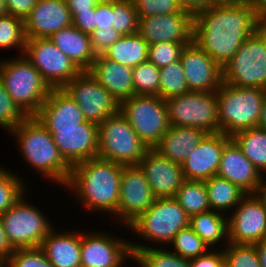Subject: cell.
<instances>
[{
    "label": "cell",
    "mask_w": 266,
    "mask_h": 267,
    "mask_svg": "<svg viewBox=\"0 0 266 267\" xmlns=\"http://www.w3.org/2000/svg\"><path fill=\"white\" fill-rule=\"evenodd\" d=\"M262 27L250 0H219L194 16L193 41L223 68Z\"/></svg>",
    "instance_id": "1"
},
{
    "label": "cell",
    "mask_w": 266,
    "mask_h": 267,
    "mask_svg": "<svg viewBox=\"0 0 266 267\" xmlns=\"http://www.w3.org/2000/svg\"><path fill=\"white\" fill-rule=\"evenodd\" d=\"M123 165L92 158L71 167L70 177L64 188L72 191L82 206L94 213H105L103 216H113L119 201L120 182Z\"/></svg>",
    "instance_id": "2"
},
{
    "label": "cell",
    "mask_w": 266,
    "mask_h": 267,
    "mask_svg": "<svg viewBox=\"0 0 266 267\" xmlns=\"http://www.w3.org/2000/svg\"><path fill=\"white\" fill-rule=\"evenodd\" d=\"M14 136L25 164L54 184L66 185L71 167L64 161L50 132L35 116L27 117L9 132Z\"/></svg>",
    "instance_id": "3"
},
{
    "label": "cell",
    "mask_w": 266,
    "mask_h": 267,
    "mask_svg": "<svg viewBox=\"0 0 266 267\" xmlns=\"http://www.w3.org/2000/svg\"><path fill=\"white\" fill-rule=\"evenodd\" d=\"M188 226L189 216L174 197L156 198L144 213L127 226L131 232L138 235V238L147 240L150 246L144 241H130L131 251L136 254L141 249L151 248V242L152 247L162 248L165 244L166 247L179 230Z\"/></svg>",
    "instance_id": "4"
},
{
    "label": "cell",
    "mask_w": 266,
    "mask_h": 267,
    "mask_svg": "<svg viewBox=\"0 0 266 267\" xmlns=\"http://www.w3.org/2000/svg\"><path fill=\"white\" fill-rule=\"evenodd\" d=\"M216 94L219 132L233 137L240 131L257 127L266 89L236 87L223 82Z\"/></svg>",
    "instance_id": "5"
},
{
    "label": "cell",
    "mask_w": 266,
    "mask_h": 267,
    "mask_svg": "<svg viewBox=\"0 0 266 267\" xmlns=\"http://www.w3.org/2000/svg\"><path fill=\"white\" fill-rule=\"evenodd\" d=\"M0 59V81L16 105L28 116H35L51 88L39 71L24 57Z\"/></svg>",
    "instance_id": "6"
},
{
    "label": "cell",
    "mask_w": 266,
    "mask_h": 267,
    "mask_svg": "<svg viewBox=\"0 0 266 267\" xmlns=\"http://www.w3.org/2000/svg\"><path fill=\"white\" fill-rule=\"evenodd\" d=\"M148 150L120 111L98 125V158L123 166L138 165Z\"/></svg>",
    "instance_id": "7"
},
{
    "label": "cell",
    "mask_w": 266,
    "mask_h": 267,
    "mask_svg": "<svg viewBox=\"0 0 266 267\" xmlns=\"http://www.w3.org/2000/svg\"><path fill=\"white\" fill-rule=\"evenodd\" d=\"M222 70L224 83L266 89V26L251 35Z\"/></svg>",
    "instance_id": "8"
},
{
    "label": "cell",
    "mask_w": 266,
    "mask_h": 267,
    "mask_svg": "<svg viewBox=\"0 0 266 267\" xmlns=\"http://www.w3.org/2000/svg\"><path fill=\"white\" fill-rule=\"evenodd\" d=\"M26 195L23 194L13 206L0 214L4 231L14 249L40 247L54 228L42 209L26 200Z\"/></svg>",
    "instance_id": "9"
},
{
    "label": "cell",
    "mask_w": 266,
    "mask_h": 267,
    "mask_svg": "<svg viewBox=\"0 0 266 267\" xmlns=\"http://www.w3.org/2000/svg\"><path fill=\"white\" fill-rule=\"evenodd\" d=\"M119 111L149 149L170 127L166 102L159 96L134 95L120 102Z\"/></svg>",
    "instance_id": "10"
},
{
    "label": "cell",
    "mask_w": 266,
    "mask_h": 267,
    "mask_svg": "<svg viewBox=\"0 0 266 267\" xmlns=\"http://www.w3.org/2000/svg\"><path fill=\"white\" fill-rule=\"evenodd\" d=\"M171 126L196 127L206 133H218L216 92L189 91L165 100Z\"/></svg>",
    "instance_id": "11"
},
{
    "label": "cell",
    "mask_w": 266,
    "mask_h": 267,
    "mask_svg": "<svg viewBox=\"0 0 266 267\" xmlns=\"http://www.w3.org/2000/svg\"><path fill=\"white\" fill-rule=\"evenodd\" d=\"M23 55L51 89H62L82 72L48 38L26 39Z\"/></svg>",
    "instance_id": "12"
},
{
    "label": "cell",
    "mask_w": 266,
    "mask_h": 267,
    "mask_svg": "<svg viewBox=\"0 0 266 267\" xmlns=\"http://www.w3.org/2000/svg\"><path fill=\"white\" fill-rule=\"evenodd\" d=\"M62 89L79 105L86 121L99 125L119 112L120 103L89 71H82Z\"/></svg>",
    "instance_id": "13"
},
{
    "label": "cell",
    "mask_w": 266,
    "mask_h": 267,
    "mask_svg": "<svg viewBox=\"0 0 266 267\" xmlns=\"http://www.w3.org/2000/svg\"><path fill=\"white\" fill-rule=\"evenodd\" d=\"M229 214V243L254 245L266 238V200L261 193L246 194Z\"/></svg>",
    "instance_id": "14"
},
{
    "label": "cell",
    "mask_w": 266,
    "mask_h": 267,
    "mask_svg": "<svg viewBox=\"0 0 266 267\" xmlns=\"http://www.w3.org/2000/svg\"><path fill=\"white\" fill-rule=\"evenodd\" d=\"M107 233V234H106ZM101 231H81V267H126L130 240Z\"/></svg>",
    "instance_id": "15"
},
{
    "label": "cell",
    "mask_w": 266,
    "mask_h": 267,
    "mask_svg": "<svg viewBox=\"0 0 266 267\" xmlns=\"http://www.w3.org/2000/svg\"><path fill=\"white\" fill-rule=\"evenodd\" d=\"M156 200L138 165L123 166L116 222L127 227Z\"/></svg>",
    "instance_id": "16"
},
{
    "label": "cell",
    "mask_w": 266,
    "mask_h": 267,
    "mask_svg": "<svg viewBox=\"0 0 266 267\" xmlns=\"http://www.w3.org/2000/svg\"><path fill=\"white\" fill-rule=\"evenodd\" d=\"M194 17L185 11L139 18L138 33L148 45L161 42L191 43Z\"/></svg>",
    "instance_id": "17"
},
{
    "label": "cell",
    "mask_w": 266,
    "mask_h": 267,
    "mask_svg": "<svg viewBox=\"0 0 266 267\" xmlns=\"http://www.w3.org/2000/svg\"><path fill=\"white\" fill-rule=\"evenodd\" d=\"M189 91L217 92L223 84V70L194 41L186 45L180 56Z\"/></svg>",
    "instance_id": "18"
},
{
    "label": "cell",
    "mask_w": 266,
    "mask_h": 267,
    "mask_svg": "<svg viewBox=\"0 0 266 267\" xmlns=\"http://www.w3.org/2000/svg\"><path fill=\"white\" fill-rule=\"evenodd\" d=\"M64 161L70 166L98 157V125L86 121L77 128L47 129Z\"/></svg>",
    "instance_id": "19"
},
{
    "label": "cell",
    "mask_w": 266,
    "mask_h": 267,
    "mask_svg": "<svg viewBox=\"0 0 266 267\" xmlns=\"http://www.w3.org/2000/svg\"><path fill=\"white\" fill-rule=\"evenodd\" d=\"M231 139L222 132L207 133L181 164L185 180L205 181L217 175L224 146Z\"/></svg>",
    "instance_id": "20"
},
{
    "label": "cell",
    "mask_w": 266,
    "mask_h": 267,
    "mask_svg": "<svg viewBox=\"0 0 266 267\" xmlns=\"http://www.w3.org/2000/svg\"><path fill=\"white\" fill-rule=\"evenodd\" d=\"M138 166L156 198L175 197L185 181L182 166L162 156L154 148L146 152Z\"/></svg>",
    "instance_id": "21"
},
{
    "label": "cell",
    "mask_w": 266,
    "mask_h": 267,
    "mask_svg": "<svg viewBox=\"0 0 266 267\" xmlns=\"http://www.w3.org/2000/svg\"><path fill=\"white\" fill-rule=\"evenodd\" d=\"M217 176L237 185L246 194L260 193L266 182V177L243 154L233 139L224 146Z\"/></svg>",
    "instance_id": "22"
},
{
    "label": "cell",
    "mask_w": 266,
    "mask_h": 267,
    "mask_svg": "<svg viewBox=\"0 0 266 267\" xmlns=\"http://www.w3.org/2000/svg\"><path fill=\"white\" fill-rule=\"evenodd\" d=\"M71 25L72 17L66 0H38L24 19V33L26 39H46Z\"/></svg>",
    "instance_id": "23"
},
{
    "label": "cell",
    "mask_w": 266,
    "mask_h": 267,
    "mask_svg": "<svg viewBox=\"0 0 266 267\" xmlns=\"http://www.w3.org/2000/svg\"><path fill=\"white\" fill-rule=\"evenodd\" d=\"M35 117L46 129L77 128L86 122L79 105L63 89H51Z\"/></svg>",
    "instance_id": "24"
},
{
    "label": "cell",
    "mask_w": 266,
    "mask_h": 267,
    "mask_svg": "<svg viewBox=\"0 0 266 267\" xmlns=\"http://www.w3.org/2000/svg\"><path fill=\"white\" fill-rule=\"evenodd\" d=\"M89 73L120 103L134 96L133 68L98 54Z\"/></svg>",
    "instance_id": "25"
},
{
    "label": "cell",
    "mask_w": 266,
    "mask_h": 267,
    "mask_svg": "<svg viewBox=\"0 0 266 267\" xmlns=\"http://www.w3.org/2000/svg\"><path fill=\"white\" fill-rule=\"evenodd\" d=\"M56 230L54 226L40 245L48 261L53 267H81V230Z\"/></svg>",
    "instance_id": "26"
},
{
    "label": "cell",
    "mask_w": 266,
    "mask_h": 267,
    "mask_svg": "<svg viewBox=\"0 0 266 267\" xmlns=\"http://www.w3.org/2000/svg\"><path fill=\"white\" fill-rule=\"evenodd\" d=\"M48 39L81 71H89L97 56L89 35L71 25L55 32Z\"/></svg>",
    "instance_id": "27"
},
{
    "label": "cell",
    "mask_w": 266,
    "mask_h": 267,
    "mask_svg": "<svg viewBox=\"0 0 266 267\" xmlns=\"http://www.w3.org/2000/svg\"><path fill=\"white\" fill-rule=\"evenodd\" d=\"M206 134L200 128L170 125L154 149L172 162L181 165Z\"/></svg>",
    "instance_id": "28"
},
{
    "label": "cell",
    "mask_w": 266,
    "mask_h": 267,
    "mask_svg": "<svg viewBox=\"0 0 266 267\" xmlns=\"http://www.w3.org/2000/svg\"><path fill=\"white\" fill-rule=\"evenodd\" d=\"M189 226L210 249H216L215 246L222 249V245L226 246L229 243L228 215L224 213L210 210L192 215L189 217Z\"/></svg>",
    "instance_id": "29"
},
{
    "label": "cell",
    "mask_w": 266,
    "mask_h": 267,
    "mask_svg": "<svg viewBox=\"0 0 266 267\" xmlns=\"http://www.w3.org/2000/svg\"><path fill=\"white\" fill-rule=\"evenodd\" d=\"M148 47V43L139 33L124 35L103 52V55L107 59L134 68L148 61Z\"/></svg>",
    "instance_id": "30"
},
{
    "label": "cell",
    "mask_w": 266,
    "mask_h": 267,
    "mask_svg": "<svg viewBox=\"0 0 266 267\" xmlns=\"http://www.w3.org/2000/svg\"><path fill=\"white\" fill-rule=\"evenodd\" d=\"M210 209L225 213H231L246 195L237 185L217 175L205 180ZM227 211V212H226Z\"/></svg>",
    "instance_id": "31"
},
{
    "label": "cell",
    "mask_w": 266,
    "mask_h": 267,
    "mask_svg": "<svg viewBox=\"0 0 266 267\" xmlns=\"http://www.w3.org/2000/svg\"><path fill=\"white\" fill-rule=\"evenodd\" d=\"M232 139L259 172L266 177V130L252 127L236 133Z\"/></svg>",
    "instance_id": "32"
},
{
    "label": "cell",
    "mask_w": 266,
    "mask_h": 267,
    "mask_svg": "<svg viewBox=\"0 0 266 267\" xmlns=\"http://www.w3.org/2000/svg\"><path fill=\"white\" fill-rule=\"evenodd\" d=\"M174 198L189 217L211 210L205 181L185 180Z\"/></svg>",
    "instance_id": "33"
},
{
    "label": "cell",
    "mask_w": 266,
    "mask_h": 267,
    "mask_svg": "<svg viewBox=\"0 0 266 267\" xmlns=\"http://www.w3.org/2000/svg\"><path fill=\"white\" fill-rule=\"evenodd\" d=\"M189 92L181 60L160 68L159 97L163 100Z\"/></svg>",
    "instance_id": "34"
},
{
    "label": "cell",
    "mask_w": 266,
    "mask_h": 267,
    "mask_svg": "<svg viewBox=\"0 0 266 267\" xmlns=\"http://www.w3.org/2000/svg\"><path fill=\"white\" fill-rule=\"evenodd\" d=\"M170 245L171 248L167 249H170L173 253L189 260L206 254L210 250V247L191 229L190 226L179 230L168 244V247Z\"/></svg>",
    "instance_id": "35"
},
{
    "label": "cell",
    "mask_w": 266,
    "mask_h": 267,
    "mask_svg": "<svg viewBox=\"0 0 266 267\" xmlns=\"http://www.w3.org/2000/svg\"><path fill=\"white\" fill-rule=\"evenodd\" d=\"M26 186L28 185L18 174L0 166V214L6 212L28 191Z\"/></svg>",
    "instance_id": "36"
},
{
    "label": "cell",
    "mask_w": 266,
    "mask_h": 267,
    "mask_svg": "<svg viewBox=\"0 0 266 267\" xmlns=\"http://www.w3.org/2000/svg\"><path fill=\"white\" fill-rule=\"evenodd\" d=\"M26 45L24 20L12 15L0 16V49H18L23 55Z\"/></svg>",
    "instance_id": "37"
},
{
    "label": "cell",
    "mask_w": 266,
    "mask_h": 267,
    "mask_svg": "<svg viewBox=\"0 0 266 267\" xmlns=\"http://www.w3.org/2000/svg\"><path fill=\"white\" fill-rule=\"evenodd\" d=\"M160 69L145 61L133 68L135 95L159 96Z\"/></svg>",
    "instance_id": "38"
},
{
    "label": "cell",
    "mask_w": 266,
    "mask_h": 267,
    "mask_svg": "<svg viewBox=\"0 0 266 267\" xmlns=\"http://www.w3.org/2000/svg\"><path fill=\"white\" fill-rule=\"evenodd\" d=\"M222 252L225 267H261L255 245L228 243Z\"/></svg>",
    "instance_id": "39"
},
{
    "label": "cell",
    "mask_w": 266,
    "mask_h": 267,
    "mask_svg": "<svg viewBox=\"0 0 266 267\" xmlns=\"http://www.w3.org/2000/svg\"><path fill=\"white\" fill-rule=\"evenodd\" d=\"M136 255L148 267H190V260L173 253L167 247H148L139 250Z\"/></svg>",
    "instance_id": "40"
},
{
    "label": "cell",
    "mask_w": 266,
    "mask_h": 267,
    "mask_svg": "<svg viewBox=\"0 0 266 267\" xmlns=\"http://www.w3.org/2000/svg\"><path fill=\"white\" fill-rule=\"evenodd\" d=\"M139 18L132 0L113 3V26L124 35L138 33Z\"/></svg>",
    "instance_id": "41"
},
{
    "label": "cell",
    "mask_w": 266,
    "mask_h": 267,
    "mask_svg": "<svg viewBox=\"0 0 266 267\" xmlns=\"http://www.w3.org/2000/svg\"><path fill=\"white\" fill-rule=\"evenodd\" d=\"M189 43L161 42L148 47V61L163 68L180 59L183 48Z\"/></svg>",
    "instance_id": "42"
},
{
    "label": "cell",
    "mask_w": 266,
    "mask_h": 267,
    "mask_svg": "<svg viewBox=\"0 0 266 267\" xmlns=\"http://www.w3.org/2000/svg\"><path fill=\"white\" fill-rule=\"evenodd\" d=\"M28 116L16 105L0 81V128L8 133Z\"/></svg>",
    "instance_id": "43"
},
{
    "label": "cell",
    "mask_w": 266,
    "mask_h": 267,
    "mask_svg": "<svg viewBox=\"0 0 266 267\" xmlns=\"http://www.w3.org/2000/svg\"><path fill=\"white\" fill-rule=\"evenodd\" d=\"M4 267H53L40 247L15 249Z\"/></svg>",
    "instance_id": "44"
},
{
    "label": "cell",
    "mask_w": 266,
    "mask_h": 267,
    "mask_svg": "<svg viewBox=\"0 0 266 267\" xmlns=\"http://www.w3.org/2000/svg\"><path fill=\"white\" fill-rule=\"evenodd\" d=\"M138 18L170 13H179L181 8L178 0H132Z\"/></svg>",
    "instance_id": "45"
},
{
    "label": "cell",
    "mask_w": 266,
    "mask_h": 267,
    "mask_svg": "<svg viewBox=\"0 0 266 267\" xmlns=\"http://www.w3.org/2000/svg\"><path fill=\"white\" fill-rule=\"evenodd\" d=\"M92 48L96 55L103 54L110 46H112L123 35L112 29H95L90 35Z\"/></svg>",
    "instance_id": "46"
},
{
    "label": "cell",
    "mask_w": 266,
    "mask_h": 267,
    "mask_svg": "<svg viewBox=\"0 0 266 267\" xmlns=\"http://www.w3.org/2000/svg\"><path fill=\"white\" fill-rule=\"evenodd\" d=\"M190 267H225L222 249H210L206 254L190 259Z\"/></svg>",
    "instance_id": "47"
},
{
    "label": "cell",
    "mask_w": 266,
    "mask_h": 267,
    "mask_svg": "<svg viewBox=\"0 0 266 267\" xmlns=\"http://www.w3.org/2000/svg\"><path fill=\"white\" fill-rule=\"evenodd\" d=\"M72 25L84 34L90 35L96 29L95 9H90V11L85 12H77L72 17Z\"/></svg>",
    "instance_id": "48"
},
{
    "label": "cell",
    "mask_w": 266,
    "mask_h": 267,
    "mask_svg": "<svg viewBox=\"0 0 266 267\" xmlns=\"http://www.w3.org/2000/svg\"><path fill=\"white\" fill-rule=\"evenodd\" d=\"M96 29H112L113 4L97 3L95 7Z\"/></svg>",
    "instance_id": "49"
},
{
    "label": "cell",
    "mask_w": 266,
    "mask_h": 267,
    "mask_svg": "<svg viewBox=\"0 0 266 267\" xmlns=\"http://www.w3.org/2000/svg\"><path fill=\"white\" fill-rule=\"evenodd\" d=\"M38 0H6L9 15L25 19Z\"/></svg>",
    "instance_id": "50"
},
{
    "label": "cell",
    "mask_w": 266,
    "mask_h": 267,
    "mask_svg": "<svg viewBox=\"0 0 266 267\" xmlns=\"http://www.w3.org/2000/svg\"><path fill=\"white\" fill-rule=\"evenodd\" d=\"M183 11L193 17L215 5L219 0H178Z\"/></svg>",
    "instance_id": "51"
},
{
    "label": "cell",
    "mask_w": 266,
    "mask_h": 267,
    "mask_svg": "<svg viewBox=\"0 0 266 267\" xmlns=\"http://www.w3.org/2000/svg\"><path fill=\"white\" fill-rule=\"evenodd\" d=\"M66 3L70 10L71 17H73L77 12L95 9L98 2L97 0H66Z\"/></svg>",
    "instance_id": "52"
},
{
    "label": "cell",
    "mask_w": 266,
    "mask_h": 267,
    "mask_svg": "<svg viewBox=\"0 0 266 267\" xmlns=\"http://www.w3.org/2000/svg\"><path fill=\"white\" fill-rule=\"evenodd\" d=\"M14 248L10 244L6 232L4 231L3 223L0 218V262L5 263L10 255L14 252Z\"/></svg>",
    "instance_id": "53"
},
{
    "label": "cell",
    "mask_w": 266,
    "mask_h": 267,
    "mask_svg": "<svg viewBox=\"0 0 266 267\" xmlns=\"http://www.w3.org/2000/svg\"><path fill=\"white\" fill-rule=\"evenodd\" d=\"M254 5L259 21L266 26V0H250Z\"/></svg>",
    "instance_id": "54"
},
{
    "label": "cell",
    "mask_w": 266,
    "mask_h": 267,
    "mask_svg": "<svg viewBox=\"0 0 266 267\" xmlns=\"http://www.w3.org/2000/svg\"><path fill=\"white\" fill-rule=\"evenodd\" d=\"M254 245L257 249L261 267H266V238Z\"/></svg>",
    "instance_id": "55"
},
{
    "label": "cell",
    "mask_w": 266,
    "mask_h": 267,
    "mask_svg": "<svg viewBox=\"0 0 266 267\" xmlns=\"http://www.w3.org/2000/svg\"><path fill=\"white\" fill-rule=\"evenodd\" d=\"M257 127L266 130V95L263 99L261 116Z\"/></svg>",
    "instance_id": "56"
},
{
    "label": "cell",
    "mask_w": 266,
    "mask_h": 267,
    "mask_svg": "<svg viewBox=\"0 0 266 267\" xmlns=\"http://www.w3.org/2000/svg\"><path fill=\"white\" fill-rule=\"evenodd\" d=\"M132 260L134 261L136 264V266L138 267H148L136 254L132 253L129 257V261Z\"/></svg>",
    "instance_id": "57"
},
{
    "label": "cell",
    "mask_w": 266,
    "mask_h": 267,
    "mask_svg": "<svg viewBox=\"0 0 266 267\" xmlns=\"http://www.w3.org/2000/svg\"><path fill=\"white\" fill-rule=\"evenodd\" d=\"M6 0H0V16L7 15Z\"/></svg>",
    "instance_id": "58"
},
{
    "label": "cell",
    "mask_w": 266,
    "mask_h": 267,
    "mask_svg": "<svg viewBox=\"0 0 266 267\" xmlns=\"http://www.w3.org/2000/svg\"><path fill=\"white\" fill-rule=\"evenodd\" d=\"M119 1H122V0H97V2L101 4H113Z\"/></svg>",
    "instance_id": "59"
},
{
    "label": "cell",
    "mask_w": 266,
    "mask_h": 267,
    "mask_svg": "<svg viewBox=\"0 0 266 267\" xmlns=\"http://www.w3.org/2000/svg\"><path fill=\"white\" fill-rule=\"evenodd\" d=\"M260 193L263 195V197H264L265 200H266V182H265V184L263 185V188H262V190L260 191Z\"/></svg>",
    "instance_id": "60"
},
{
    "label": "cell",
    "mask_w": 266,
    "mask_h": 267,
    "mask_svg": "<svg viewBox=\"0 0 266 267\" xmlns=\"http://www.w3.org/2000/svg\"><path fill=\"white\" fill-rule=\"evenodd\" d=\"M0 267H4V264L0 262Z\"/></svg>",
    "instance_id": "61"
}]
</instances>
